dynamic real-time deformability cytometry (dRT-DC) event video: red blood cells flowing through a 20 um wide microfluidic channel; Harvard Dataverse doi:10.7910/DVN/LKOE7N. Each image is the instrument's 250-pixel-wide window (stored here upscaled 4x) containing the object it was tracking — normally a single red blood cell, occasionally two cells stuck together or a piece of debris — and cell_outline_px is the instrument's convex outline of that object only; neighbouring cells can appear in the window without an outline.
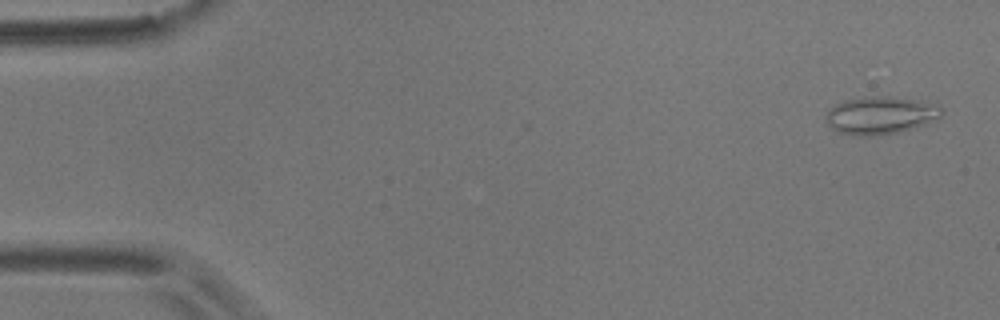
{"species": "common noctule bat (a hibernating species)", "species_latin": "Nyctalus noctula", "temperature_condition": "room temperature", "stored_images_in_passage": 6, "camera_frame_rate_fps": 3000, "um_per_image_px": 0.085, "animal": {"sex": "male", "body_mass_g": 17.9}, "frame": {"image": 1, "passage_image": 2, "time_ms": 0.333, "image_size_px": [1000, 320], "cell_outline_px": [[944, 112], [940, 116], [924, 124], [912, 128], [896, 132], [876, 136], [860, 136], [836, 132], [828, 124], [824, 116], [836, 104], [844, 100], [864, 96], [888, 96], [920, 100], [940, 104], [944, 108]], "centroid_in_image_um": [74.86, 9.78], "position_along_channel_um": 10.1, "area_um2": 25.61}}